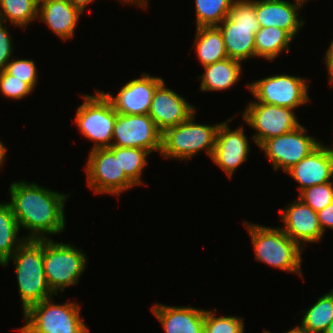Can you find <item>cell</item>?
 Returning a JSON list of instances; mask_svg holds the SVG:
<instances>
[{"label":"cell","mask_w":333,"mask_h":333,"mask_svg":"<svg viewBox=\"0 0 333 333\" xmlns=\"http://www.w3.org/2000/svg\"><path fill=\"white\" fill-rule=\"evenodd\" d=\"M115 155H119V164L125 175L135 184L143 185L141 174L147 165L146 157L150 154L145 149L133 147H109Z\"/></svg>","instance_id":"obj_28"},{"label":"cell","mask_w":333,"mask_h":333,"mask_svg":"<svg viewBox=\"0 0 333 333\" xmlns=\"http://www.w3.org/2000/svg\"><path fill=\"white\" fill-rule=\"evenodd\" d=\"M165 333H204L205 310L192 307H171L163 304L151 308Z\"/></svg>","instance_id":"obj_21"},{"label":"cell","mask_w":333,"mask_h":333,"mask_svg":"<svg viewBox=\"0 0 333 333\" xmlns=\"http://www.w3.org/2000/svg\"><path fill=\"white\" fill-rule=\"evenodd\" d=\"M194 41L193 46L203 67L228 58L222 33L217 26L196 28Z\"/></svg>","instance_id":"obj_23"},{"label":"cell","mask_w":333,"mask_h":333,"mask_svg":"<svg viewBox=\"0 0 333 333\" xmlns=\"http://www.w3.org/2000/svg\"><path fill=\"white\" fill-rule=\"evenodd\" d=\"M256 102L295 109L309 101L306 80L287 74H277L247 85Z\"/></svg>","instance_id":"obj_9"},{"label":"cell","mask_w":333,"mask_h":333,"mask_svg":"<svg viewBox=\"0 0 333 333\" xmlns=\"http://www.w3.org/2000/svg\"><path fill=\"white\" fill-rule=\"evenodd\" d=\"M205 310L204 333H244V319L236 316H214Z\"/></svg>","instance_id":"obj_30"},{"label":"cell","mask_w":333,"mask_h":333,"mask_svg":"<svg viewBox=\"0 0 333 333\" xmlns=\"http://www.w3.org/2000/svg\"><path fill=\"white\" fill-rule=\"evenodd\" d=\"M317 215L323 234L326 230V227L333 229V202L322 210L318 211Z\"/></svg>","instance_id":"obj_35"},{"label":"cell","mask_w":333,"mask_h":333,"mask_svg":"<svg viewBox=\"0 0 333 333\" xmlns=\"http://www.w3.org/2000/svg\"><path fill=\"white\" fill-rule=\"evenodd\" d=\"M264 333H271V332L266 330ZM286 333H308V332L302 326L299 325L298 327H294L293 329H291Z\"/></svg>","instance_id":"obj_40"},{"label":"cell","mask_w":333,"mask_h":333,"mask_svg":"<svg viewBox=\"0 0 333 333\" xmlns=\"http://www.w3.org/2000/svg\"><path fill=\"white\" fill-rule=\"evenodd\" d=\"M281 212V220L285 226L281 229L301 248L302 244L318 242L324 236L317 212L300 199Z\"/></svg>","instance_id":"obj_17"},{"label":"cell","mask_w":333,"mask_h":333,"mask_svg":"<svg viewBox=\"0 0 333 333\" xmlns=\"http://www.w3.org/2000/svg\"><path fill=\"white\" fill-rule=\"evenodd\" d=\"M294 38L284 29L278 27H260L255 34L256 57L269 61L275 59L282 51L289 49Z\"/></svg>","instance_id":"obj_24"},{"label":"cell","mask_w":333,"mask_h":333,"mask_svg":"<svg viewBox=\"0 0 333 333\" xmlns=\"http://www.w3.org/2000/svg\"><path fill=\"white\" fill-rule=\"evenodd\" d=\"M21 333H89L76 303L56 304L52 297L30 306Z\"/></svg>","instance_id":"obj_6"},{"label":"cell","mask_w":333,"mask_h":333,"mask_svg":"<svg viewBox=\"0 0 333 333\" xmlns=\"http://www.w3.org/2000/svg\"><path fill=\"white\" fill-rule=\"evenodd\" d=\"M14 262L23 313L32 305L54 296L43 267V239H26L1 265Z\"/></svg>","instance_id":"obj_2"},{"label":"cell","mask_w":333,"mask_h":333,"mask_svg":"<svg viewBox=\"0 0 333 333\" xmlns=\"http://www.w3.org/2000/svg\"><path fill=\"white\" fill-rule=\"evenodd\" d=\"M162 132L148 115L117 114L111 146L161 151ZM114 141V142H113Z\"/></svg>","instance_id":"obj_13"},{"label":"cell","mask_w":333,"mask_h":333,"mask_svg":"<svg viewBox=\"0 0 333 333\" xmlns=\"http://www.w3.org/2000/svg\"><path fill=\"white\" fill-rule=\"evenodd\" d=\"M324 148H325V150H326V152H327V154L329 156L330 161L333 164V147L331 148L330 146H327V147L324 146Z\"/></svg>","instance_id":"obj_41"},{"label":"cell","mask_w":333,"mask_h":333,"mask_svg":"<svg viewBox=\"0 0 333 333\" xmlns=\"http://www.w3.org/2000/svg\"><path fill=\"white\" fill-rule=\"evenodd\" d=\"M39 0H0V20L26 27L37 19Z\"/></svg>","instance_id":"obj_27"},{"label":"cell","mask_w":333,"mask_h":333,"mask_svg":"<svg viewBox=\"0 0 333 333\" xmlns=\"http://www.w3.org/2000/svg\"><path fill=\"white\" fill-rule=\"evenodd\" d=\"M306 131L300 125L291 132L265 140L259 146L272 162L274 170L282 168L286 172L321 144L316 138L306 135Z\"/></svg>","instance_id":"obj_12"},{"label":"cell","mask_w":333,"mask_h":333,"mask_svg":"<svg viewBox=\"0 0 333 333\" xmlns=\"http://www.w3.org/2000/svg\"><path fill=\"white\" fill-rule=\"evenodd\" d=\"M122 2L128 3H134V5H139L140 7L147 8V0H121Z\"/></svg>","instance_id":"obj_38"},{"label":"cell","mask_w":333,"mask_h":333,"mask_svg":"<svg viewBox=\"0 0 333 333\" xmlns=\"http://www.w3.org/2000/svg\"><path fill=\"white\" fill-rule=\"evenodd\" d=\"M194 115L162 132L160 154L163 157L187 161L201 150H206V154L212 157L219 124L211 126L195 123Z\"/></svg>","instance_id":"obj_5"},{"label":"cell","mask_w":333,"mask_h":333,"mask_svg":"<svg viewBox=\"0 0 333 333\" xmlns=\"http://www.w3.org/2000/svg\"><path fill=\"white\" fill-rule=\"evenodd\" d=\"M74 6L80 8L82 11L88 6V4L94 2L95 0H69Z\"/></svg>","instance_id":"obj_37"},{"label":"cell","mask_w":333,"mask_h":333,"mask_svg":"<svg viewBox=\"0 0 333 333\" xmlns=\"http://www.w3.org/2000/svg\"><path fill=\"white\" fill-rule=\"evenodd\" d=\"M205 72L198 77L201 80L200 91L226 90L239 80L241 75V62L226 58L213 64L204 66Z\"/></svg>","instance_id":"obj_22"},{"label":"cell","mask_w":333,"mask_h":333,"mask_svg":"<svg viewBox=\"0 0 333 333\" xmlns=\"http://www.w3.org/2000/svg\"><path fill=\"white\" fill-rule=\"evenodd\" d=\"M226 122L219 123L212 161L232 178L235 170L248 159L249 145L243 127L231 130Z\"/></svg>","instance_id":"obj_15"},{"label":"cell","mask_w":333,"mask_h":333,"mask_svg":"<svg viewBox=\"0 0 333 333\" xmlns=\"http://www.w3.org/2000/svg\"><path fill=\"white\" fill-rule=\"evenodd\" d=\"M3 23L0 20V72L5 70L6 64L10 61L13 54L12 38Z\"/></svg>","instance_id":"obj_34"},{"label":"cell","mask_w":333,"mask_h":333,"mask_svg":"<svg viewBox=\"0 0 333 333\" xmlns=\"http://www.w3.org/2000/svg\"><path fill=\"white\" fill-rule=\"evenodd\" d=\"M6 152H7V148L0 141V166H1V168H2V164H3L4 160H5Z\"/></svg>","instance_id":"obj_39"},{"label":"cell","mask_w":333,"mask_h":333,"mask_svg":"<svg viewBox=\"0 0 333 333\" xmlns=\"http://www.w3.org/2000/svg\"><path fill=\"white\" fill-rule=\"evenodd\" d=\"M325 333H333V319L330 325L328 326L327 330L325 331Z\"/></svg>","instance_id":"obj_42"},{"label":"cell","mask_w":333,"mask_h":333,"mask_svg":"<svg viewBox=\"0 0 333 333\" xmlns=\"http://www.w3.org/2000/svg\"><path fill=\"white\" fill-rule=\"evenodd\" d=\"M87 257L70 244L55 243L49 238L43 239V267L50 290L64 291L70 285H76L85 271Z\"/></svg>","instance_id":"obj_7"},{"label":"cell","mask_w":333,"mask_h":333,"mask_svg":"<svg viewBox=\"0 0 333 333\" xmlns=\"http://www.w3.org/2000/svg\"><path fill=\"white\" fill-rule=\"evenodd\" d=\"M83 11L69 0H39L38 16L53 33L66 41L72 38Z\"/></svg>","instance_id":"obj_19"},{"label":"cell","mask_w":333,"mask_h":333,"mask_svg":"<svg viewBox=\"0 0 333 333\" xmlns=\"http://www.w3.org/2000/svg\"><path fill=\"white\" fill-rule=\"evenodd\" d=\"M306 312V313H305ZM305 315L301 326L308 333H325L333 319V292L330 291L318 298Z\"/></svg>","instance_id":"obj_26"},{"label":"cell","mask_w":333,"mask_h":333,"mask_svg":"<svg viewBox=\"0 0 333 333\" xmlns=\"http://www.w3.org/2000/svg\"><path fill=\"white\" fill-rule=\"evenodd\" d=\"M19 229L10 204L0 202V265L26 240V237L18 238Z\"/></svg>","instance_id":"obj_25"},{"label":"cell","mask_w":333,"mask_h":333,"mask_svg":"<svg viewBox=\"0 0 333 333\" xmlns=\"http://www.w3.org/2000/svg\"><path fill=\"white\" fill-rule=\"evenodd\" d=\"M86 163L87 184L96 194L119 195L136 186L124 173L119 164V155L110 148L94 149L89 152Z\"/></svg>","instance_id":"obj_10"},{"label":"cell","mask_w":333,"mask_h":333,"mask_svg":"<svg viewBox=\"0 0 333 333\" xmlns=\"http://www.w3.org/2000/svg\"><path fill=\"white\" fill-rule=\"evenodd\" d=\"M195 107L185 98L167 88L164 80L157 86L148 115L156 127L163 132L165 129L186 121L195 113Z\"/></svg>","instance_id":"obj_16"},{"label":"cell","mask_w":333,"mask_h":333,"mask_svg":"<svg viewBox=\"0 0 333 333\" xmlns=\"http://www.w3.org/2000/svg\"><path fill=\"white\" fill-rule=\"evenodd\" d=\"M83 95L84 103L77 108L76 124L83 136L94 141L91 150L109 148L112 145L117 112L101 92Z\"/></svg>","instance_id":"obj_8"},{"label":"cell","mask_w":333,"mask_h":333,"mask_svg":"<svg viewBox=\"0 0 333 333\" xmlns=\"http://www.w3.org/2000/svg\"><path fill=\"white\" fill-rule=\"evenodd\" d=\"M9 192L11 199L8 203L19 227L30 230L26 239H46L49 238L46 234H59L65 230L64 204L68 194H59L25 181L10 184Z\"/></svg>","instance_id":"obj_1"},{"label":"cell","mask_w":333,"mask_h":333,"mask_svg":"<svg viewBox=\"0 0 333 333\" xmlns=\"http://www.w3.org/2000/svg\"><path fill=\"white\" fill-rule=\"evenodd\" d=\"M163 81L160 77L143 73L141 77L126 83L116 97L110 93H102L111 102L114 110L123 115H146L157 86Z\"/></svg>","instance_id":"obj_14"},{"label":"cell","mask_w":333,"mask_h":333,"mask_svg":"<svg viewBox=\"0 0 333 333\" xmlns=\"http://www.w3.org/2000/svg\"><path fill=\"white\" fill-rule=\"evenodd\" d=\"M32 88L22 80L8 74L5 70L0 72V92L9 98L20 100L29 95Z\"/></svg>","instance_id":"obj_33"},{"label":"cell","mask_w":333,"mask_h":333,"mask_svg":"<svg viewBox=\"0 0 333 333\" xmlns=\"http://www.w3.org/2000/svg\"><path fill=\"white\" fill-rule=\"evenodd\" d=\"M286 173L300 184L298 189L301 192L314 185L332 181L333 164L322 143Z\"/></svg>","instance_id":"obj_20"},{"label":"cell","mask_w":333,"mask_h":333,"mask_svg":"<svg viewBox=\"0 0 333 333\" xmlns=\"http://www.w3.org/2000/svg\"><path fill=\"white\" fill-rule=\"evenodd\" d=\"M325 54H326L325 61L329 76L328 79L329 82L333 85V40L331 41V44L329 45Z\"/></svg>","instance_id":"obj_36"},{"label":"cell","mask_w":333,"mask_h":333,"mask_svg":"<svg viewBox=\"0 0 333 333\" xmlns=\"http://www.w3.org/2000/svg\"><path fill=\"white\" fill-rule=\"evenodd\" d=\"M5 71L18 80L24 81L34 90L38 77L36 64L33 60L12 59L6 64Z\"/></svg>","instance_id":"obj_32"},{"label":"cell","mask_w":333,"mask_h":333,"mask_svg":"<svg viewBox=\"0 0 333 333\" xmlns=\"http://www.w3.org/2000/svg\"><path fill=\"white\" fill-rule=\"evenodd\" d=\"M217 27L222 33L227 55L243 62L256 57L255 34L260 29L254 1L235 0L229 15Z\"/></svg>","instance_id":"obj_4"},{"label":"cell","mask_w":333,"mask_h":333,"mask_svg":"<svg viewBox=\"0 0 333 333\" xmlns=\"http://www.w3.org/2000/svg\"><path fill=\"white\" fill-rule=\"evenodd\" d=\"M304 204L318 212L333 202L332 181L302 190L298 196Z\"/></svg>","instance_id":"obj_31"},{"label":"cell","mask_w":333,"mask_h":333,"mask_svg":"<svg viewBox=\"0 0 333 333\" xmlns=\"http://www.w3.org/2000/svg\"><path fill=\"white\" fill-rule=\"evenodd\" d=\"M307 0H254V7L260 27H278L287 31L293 38L305 23L299 19V8Z\"/></svg>","instance_id":"obj_18"},{"label":"cell","mask_w":333,"mask_h":333,"mask_svg":"<svg viewBox=\"0 0 333 333\" xmlns=\"http://www.w3.org/2000/svg\"><path fill=\"white\" fill-rule=\"evenodd\" d=\"M251 236L255 258L280 270L301 275L302 248L280 227L244 222Z\"/></svg>","instance_id":"obj_3"},{"label":"cell","mask_w":333,"mask_h":333,"mask_svg":"<svg viewBox=\"0 0 333 333\" xmlns=\"http://www.w3.org/2000/svg\"><path fill=\"white\" fill-rule=\"evenodd\" d=\"M294 109L271 104L250 101L243 119L256 130L252 136L258 147L267 139L295 130L301 124L293 112Z\"/></svg>","instance_id":"obj_11"},{"label":"cell","mask_w":333,"mask_h":333,"mask_svg":"<svg viewBox=\"0 0 333 333\" xmlns=\"http://www.w3.org/2000/svg\"><path fill=\"white\" fill-rule=\"evenodd\" d=\"M235 0H195L196 28L218 26L229 15Z\"/></svg>","instance_id":"obj_29"}]
</instances>
